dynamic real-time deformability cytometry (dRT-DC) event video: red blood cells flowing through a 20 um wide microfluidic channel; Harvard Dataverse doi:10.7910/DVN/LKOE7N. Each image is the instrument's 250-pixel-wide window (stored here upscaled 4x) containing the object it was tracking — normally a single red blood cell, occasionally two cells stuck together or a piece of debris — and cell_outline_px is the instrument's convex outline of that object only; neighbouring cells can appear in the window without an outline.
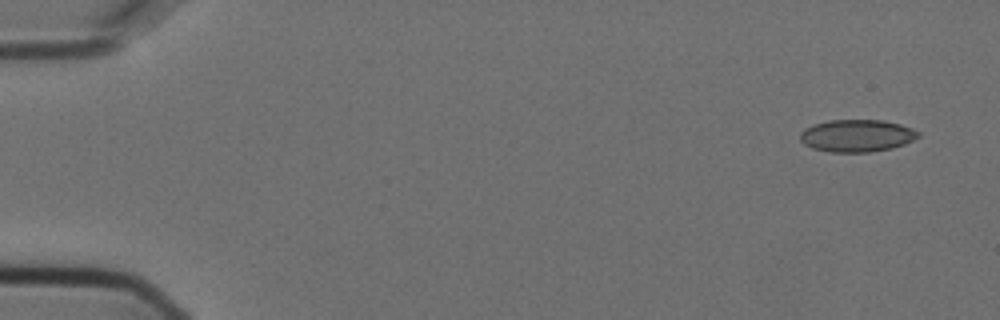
{"species": "Egyptian fruit bat (a non-hibernating species)", "species_latin": "Rousettus aegyptiacus", "temperature_condition": "cold", "stored_images_in_passage": 4, "camera_frame_rate_fps": 3000, "um_per_image_px": 0.085, "animal": {"sex": "female"}, "frame": {"image": 1, "passage_image": 1, "time_ms": 0.0, "image_size_px": [1000, 320], "cell_outline_px": [[920, 136], [904, 144], [892, 148], [868, 152], [832, 152], [812, 148], [804, 144], [800, 140], [800, 132], [804, 128], [828, 120], [884, 120], [900, 124], [912, 128], [920, 132]], "centroid_in_image_um": [72.83, 11.53], "position_along_channel_um": 12.2, "area_um2": 22.25}}
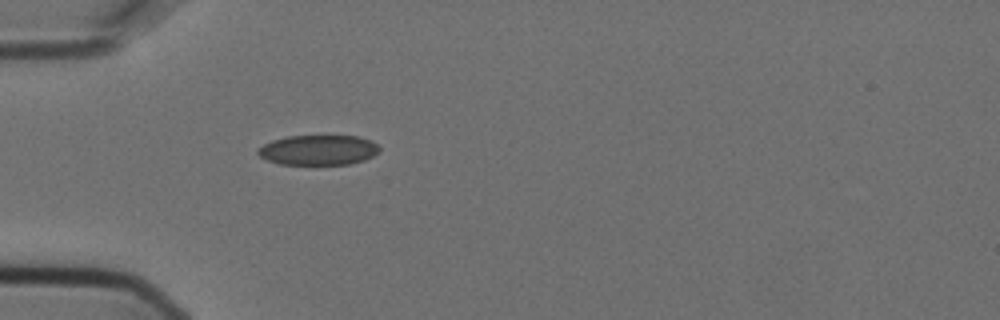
{"frame": {"image": 2, "passage_image": 4, "time_ms": 1.0, "image_size_px": [1000, 320], "cell_outline_px": [[380, 152], [364, 160], [348, 164], [280, 164], [268, 160], [260, 156], [256, 152], [256, 148], [272, 140], [288, 136], [356, 136], [372, 140], [380, 148]], "centroid_in_image_um": [27.05, 12.75], "position_along_channel_um": 57.9, "area_um2": 21.27}}